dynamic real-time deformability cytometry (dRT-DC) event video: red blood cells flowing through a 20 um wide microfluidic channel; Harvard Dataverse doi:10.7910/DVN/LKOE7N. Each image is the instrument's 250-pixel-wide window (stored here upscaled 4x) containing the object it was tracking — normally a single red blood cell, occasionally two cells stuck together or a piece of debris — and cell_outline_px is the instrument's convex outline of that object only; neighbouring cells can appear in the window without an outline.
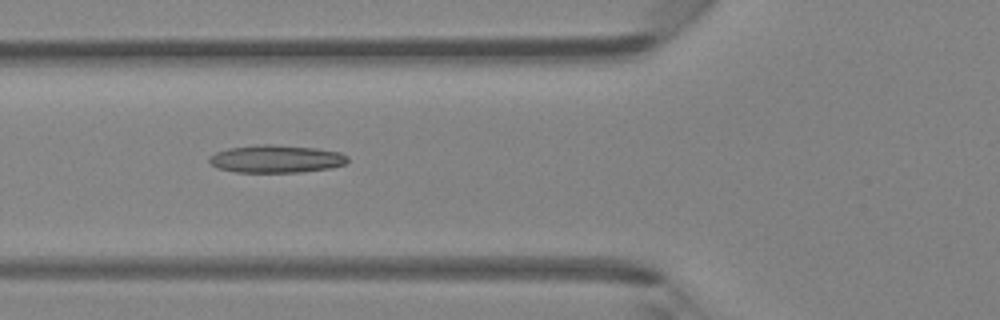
{"species": "Egyptian fruit bat (a non-hibernating species)", "species_latin": "Rousettus aegyptiacus", "temperature_condition": "room temperature", "stored_images_in_passage": 6, "camera_frame_rate_fps": 3000, "um_per_image_px": 0.085, "animal": {"sex": "female"}, "frame": {"image": 1, "passage_image": 5, "time_ms": 4.667, "image_size_px": [1000, 320], "cell_outline_px": [[348, 160], [344, 164], [332, 168], [300, 172], [236, 172], [216, 168], [208, 160], [208, 156], [216, 152], [228, 148], [256, 144], [272, 144], [316, 148], [340, 152], [348, 156]], "centroid_in_image_um": [23.45, 13.5], "position_along_channel_um": 102.3, "area_um2": 22.54}}
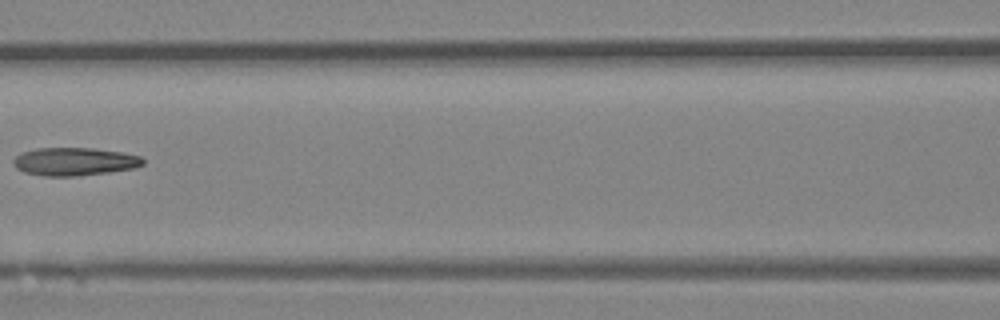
{"frame": {"image": 2, "passage_image": 6, "time_ms": 6.0, "image_size_px": [1000, 320], "cell_outline_px": [[144, 164], [136, 168], [108, 172], [76, 176], [44, 176], [24, 172], [16, 168], [12, 160], [16, 156], [24, 152], [36, 148], [92, 148], [120, 152], [140, 156], [144, 160]], "centroid_in_image_um": [6.33, 13.74], "position_along_channel_um": 160.3, "area_um2": 21.1}}